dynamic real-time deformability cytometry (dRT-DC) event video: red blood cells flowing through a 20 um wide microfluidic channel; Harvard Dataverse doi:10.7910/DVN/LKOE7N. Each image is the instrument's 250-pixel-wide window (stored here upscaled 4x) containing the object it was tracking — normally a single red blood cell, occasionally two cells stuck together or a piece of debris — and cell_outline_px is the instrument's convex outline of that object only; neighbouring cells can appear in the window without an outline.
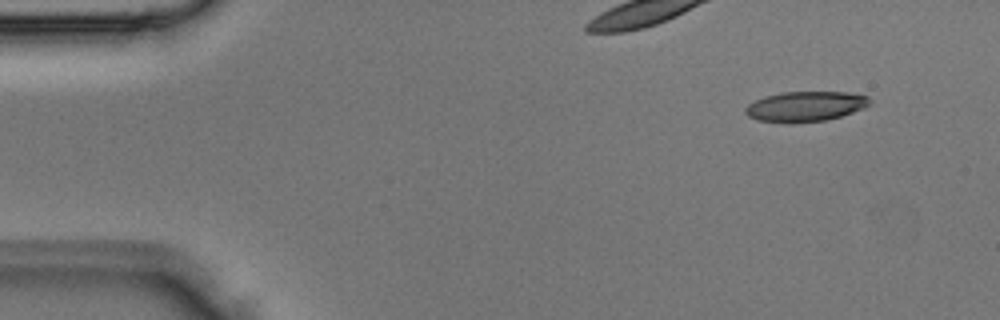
{"species": "Egyptian fruit bat (a non-hibernating species)", "species_latin": "Rousettus aegyptiacus", "temperature_condition": "room temperature", "stored_images_in_passage": 3, "camera_frame_rate_fps": 3000, "um_per_image_px": 0.085, "animal": {"sex": "male"}, "frame": {"image": 1, "passage_image": 1, "time_ms": 0.0, "image_size_px": [1000, 320], "cell_outline_px": [[872, 104], [864, 108], [840, 116], [824, 120], [792, 124], [788, 124], [756, 120], [748, 116], [744, 112], [744, 108], [748, 104], [764, 96], [784, 92], [848, 92], [868, 96]], "centroid_in_image_um": [68.43, 9.06], "position_along_channel_um": 16.6, "area_um2": 22.08}}